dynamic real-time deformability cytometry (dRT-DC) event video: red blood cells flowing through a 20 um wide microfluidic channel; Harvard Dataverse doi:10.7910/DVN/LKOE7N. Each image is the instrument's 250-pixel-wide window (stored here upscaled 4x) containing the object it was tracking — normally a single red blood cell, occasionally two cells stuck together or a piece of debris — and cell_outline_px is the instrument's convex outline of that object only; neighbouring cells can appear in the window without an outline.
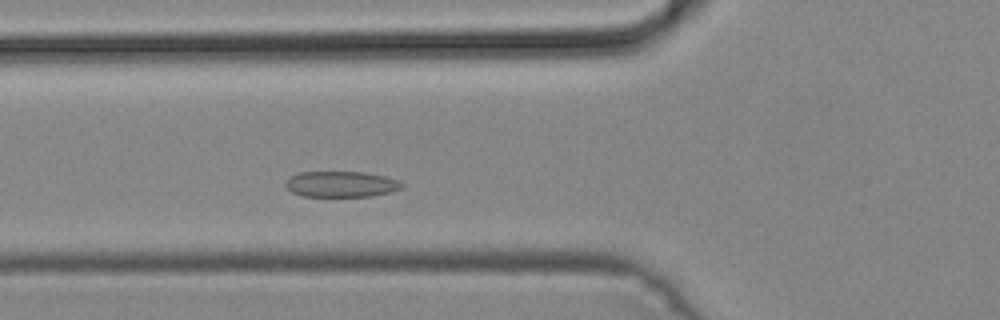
{"species": "common noctule bat (a hibernating species)", "species_latin": "Nyctalus noctula", "temperature_condition": "cold", "stored_images_in_passage": 38, "camera_frame_rate_fps": 3000, "um_per_image_px": 0.085, "animal": {"sex": "male", "body_mass_g": 19.2, "forearm_length_mm": 51.8}, "frame": {"image": 1, "passage_image": 10, "time_ms": 3.0, "image_size_px": [1000, 320], "cell_outline_px": [[404, 184], [400, 188], [392, 192], [372, 196], [304, 196], [292, 192], [284, 184], [292, 176], [300, 172], [364, 172], [384, 176], [400, 180]], "centroid_in_image_um": [29.04, 15.65], "position_along_channel_um": 96.8, "area_um2": 17.4}}
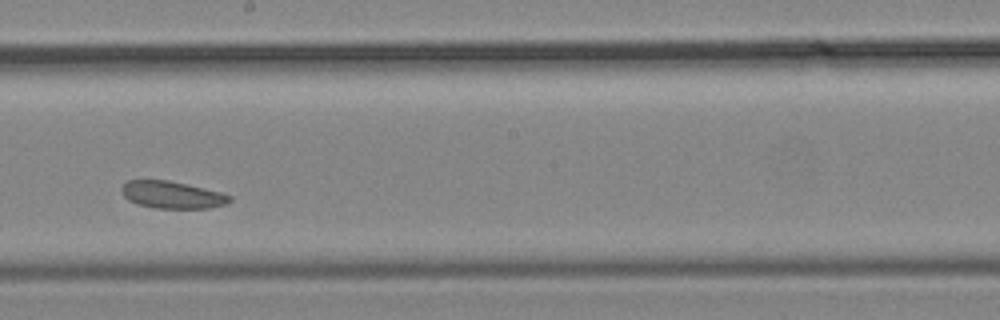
{"frame": {"image": 2, "passage_image": 20, "time_ms": 6.333, "image_size_px": [1000, 320], "cell_outline_px": [[232, 200], [224, 204], [208, 208], [152, 208], [136, 204], [128, 200], [124, 196], [120, 188], [128, 180], [168, 180], [188, 184], [220, 192], [232, 196]], "centroid_in_image_um": [14.6, 16.56], "position_along_channel_um": 233.6, "area_um2": 17.17}}
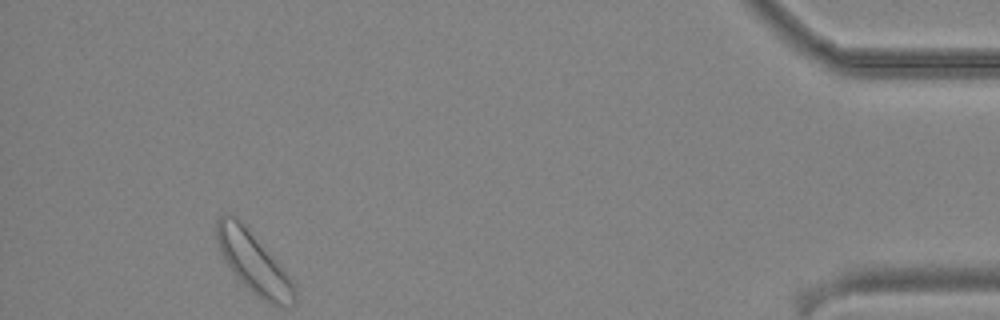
{"frame": {"image": 3, "passage_image": 38, "time_ms": 12.333, "image_size_px": [1000, 320], "cell_outline_px": [[296, 300], [292, 304], [272, 304], [256, 296], [232, 272], [224, 260], [220, 252], [216, 240], [216, 220], [224, 212], [228, 212], [236, 216], [244, 224], [288, 276], [296, 292]], "centroid_in_image_um": [21.46, 22.26], "position_along_channel_um": 413.7, "area_um2": 26.88}}